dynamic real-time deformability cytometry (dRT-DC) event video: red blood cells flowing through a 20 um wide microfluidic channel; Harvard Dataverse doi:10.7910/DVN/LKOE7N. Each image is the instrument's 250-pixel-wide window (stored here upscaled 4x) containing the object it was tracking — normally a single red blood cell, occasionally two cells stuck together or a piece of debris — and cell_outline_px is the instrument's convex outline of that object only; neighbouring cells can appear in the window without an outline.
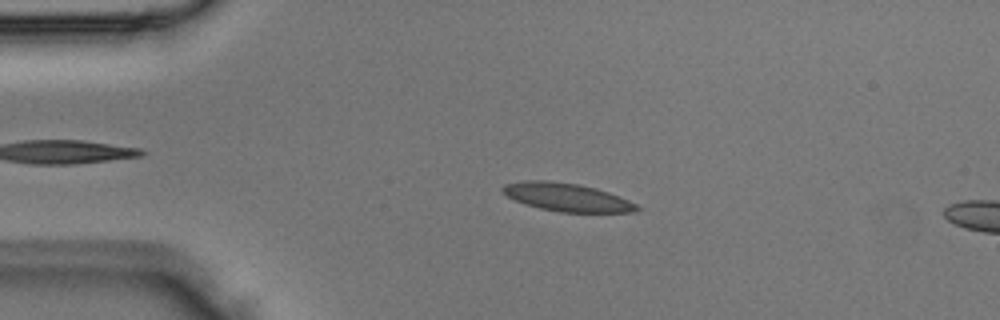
{"species": "Egyptian fruit bat (a non-hibernating species)", "species_latin": "Rousettus aegyptiacus", "temperature_condition": "room temperature", "stored_images_in_passage": 3, "camera_frame_rate_fps": 3000, "um_per_image_px": 0.085, "animal": {"sex": "male"}, "frame": {"image": 1, "passage_image": 2, "time_ms": 0.333, "image_size_px": [1000, 320], "cell_outline_px": [[640, 208], [636, 212], [560, 212], [540, 208], [516, 200], [508, 196], [500, 188], [504, 184], [524, 180], [548, 180], [580, 184], [596, 188], [608, 192], [628, 200], [636, 204]], "centroid_in_image_um": [48.19, 16.75], "position_along_channel_um": 36.8, "area_um2": 21.85}}